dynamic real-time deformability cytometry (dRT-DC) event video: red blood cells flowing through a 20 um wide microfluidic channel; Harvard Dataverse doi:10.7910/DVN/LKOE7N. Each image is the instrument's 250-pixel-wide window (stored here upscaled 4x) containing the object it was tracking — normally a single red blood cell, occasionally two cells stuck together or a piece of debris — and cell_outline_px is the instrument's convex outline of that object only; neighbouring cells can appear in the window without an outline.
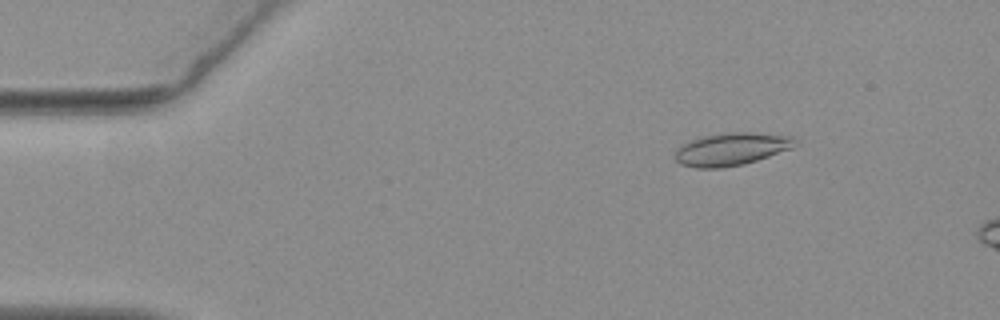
{"species": "common noctule bat (a hibernating species)", "species_latin": "Nyctalus noctula", "temperature_condition": "warm", "stored_images_in_passage": 13, "camera_frame_rate_fps": 3000, "um_per_image_px": 0.085, "animal": {"sex": "female", "body_mass_g": 19.3, "forearm_length_mm": 54.1}, "frame": {"image": 1, "passage_image": 8, "time_ms": 2.333, "image_size_px": [1000, 320], "cell_outline_px": [[796, 140], [792, 148], [744, 164], [720, 168], [696, 168], [680, 164], [676, 160], [676, 148], [680, 144], [704, 136], [724, 132], [752, 132], [792, 136]], "centroid_in_image_um": [62.13, 12.67], "position_along_channel_um": 22.9, "area_um2": 22.77}}